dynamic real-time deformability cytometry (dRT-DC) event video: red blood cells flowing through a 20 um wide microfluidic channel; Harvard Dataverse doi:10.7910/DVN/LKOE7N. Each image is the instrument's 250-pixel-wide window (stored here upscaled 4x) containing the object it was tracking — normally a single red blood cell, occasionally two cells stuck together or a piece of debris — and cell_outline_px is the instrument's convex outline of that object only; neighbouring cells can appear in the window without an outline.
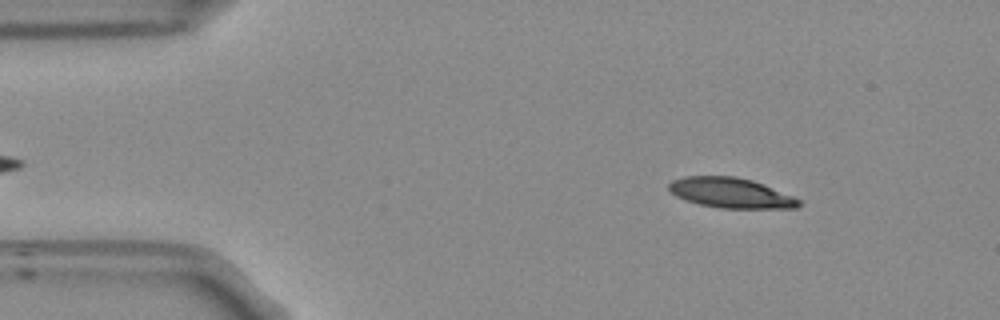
{"species": "Egyptian fruit bat (a non-hibernating species)", "species_latin": "Rousettus aegyptiacus", "temperature_condition": "room temperature", "stored_images_in_passage": 52, "camera_frame_rate_fps": 3000, "um_per_image_px": 0.085, "frame": {"image": 1, "passage_image": 6, "time_ms": 1.667, "image_size_px": [1000, 320], "cell_outline_px": [[800, 204], [796, 208], [720, 208], [700, 204], [676, 196], [668, 188], [668, 184], [672, 180], [684, 176], [736, 176], [752, 180], [764, 184], [792, 196], [800, 200]], "centroid_in_image_um": [62.11, 16.38], "position_along_channel_um": 22.9, "area_um2": 22.66}}
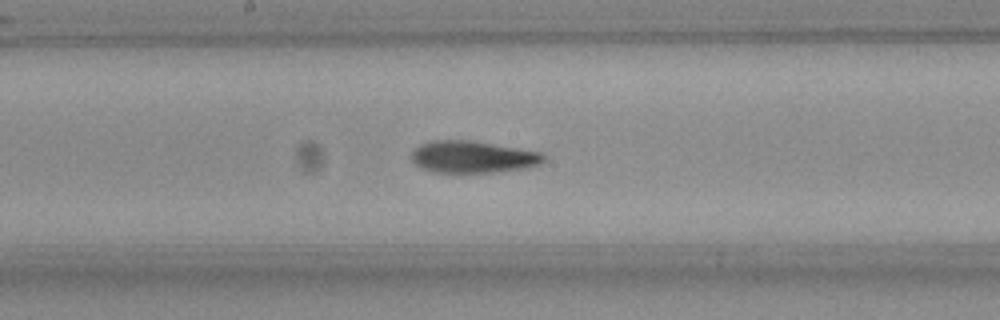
{"frame": {"image": 2, "passage_image": 26, "time_ms": 8.333, "image_size_px": [1000, 320], "cell_outline_px": [[544, 160], [540, 164], [524, 168], [492, 172], [432, 172], [416, 164], [412, 160], [412, 152], [420, 144], [432, 140], [472, 140], [540, 152], [544, 156]], "centroid_in_image_um": [40.17, 13.33], "position_along_channel_um": 208.0, "area_um2": 24.33}}
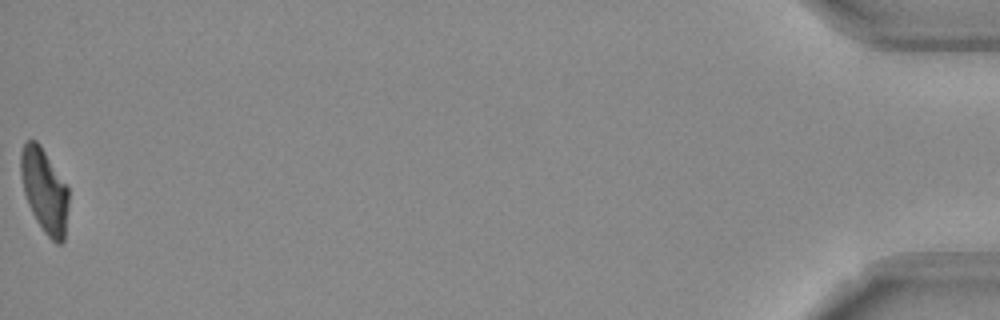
{"frame": {"image": 3, "passage_image": 52, "time_ms": 17.0, "image_size_px": [1000, 320], "cell_outline_px": [[68, 204], [64, 240], [60, 244], [56, 244], [44, 232], [36, 220], [28, 204], [24, 192], [20, 172], [20, 152], [24, 144], [28, 140], [36, 140], [40, 144], [68, 188]], "centroid_in_image_um": [3.76, 16.2], "position_along_channel_um": 431.4, "area_um2": 23.24}, "authors_computed_cell_mechanics": {"area_um2": 24.1026, "velocity_mm_per_s": 3.7909, "shape_relaxation_time_tau1_ms": 5.0647, "shape_relaxation_time_tau2_ms": 2.7564, "deformation_change_tau1": 0.183, "deformation_change_tau2": 0.0857}}